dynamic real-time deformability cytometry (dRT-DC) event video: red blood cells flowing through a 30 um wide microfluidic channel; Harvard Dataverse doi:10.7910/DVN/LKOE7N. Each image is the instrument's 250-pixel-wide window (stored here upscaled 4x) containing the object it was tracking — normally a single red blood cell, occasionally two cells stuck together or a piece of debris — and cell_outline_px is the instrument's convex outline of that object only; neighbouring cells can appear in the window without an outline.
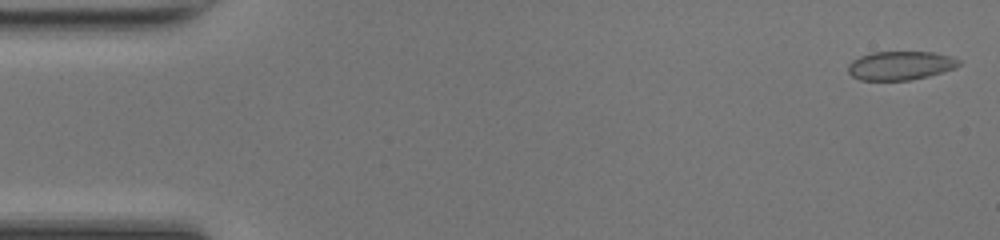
{"species": "common noctule bat (a hibernating species)", "species_latin": "Nyctalus noctula", "temperature_condition": "room temperature", "stored_images_in_passage": 48, "camera_frame_rate_fps": 3000, "um_per_image_px": 0.085, "animal": {"sex": "female", "body_mass_g": 17.0, "forearm_length_mm": 48.0}, "frame": {"image": 1, "passage_image": 1, "time_ms": 0.0, "image_size_px": [1000, 240], "cell_outline_px": [[960, 64], [956, 68], [928, 76], [908, 80], [860, 80], [852, 76], [848, 72], [848, 64], [852, 60], [860, 56], [872, 52], [932, 52], [952, 56], [960, 60]], "centroid_in_image_um": [76.53, 5.57], "position_along_channel_um": 8.5, "area_um2": 18.61}}
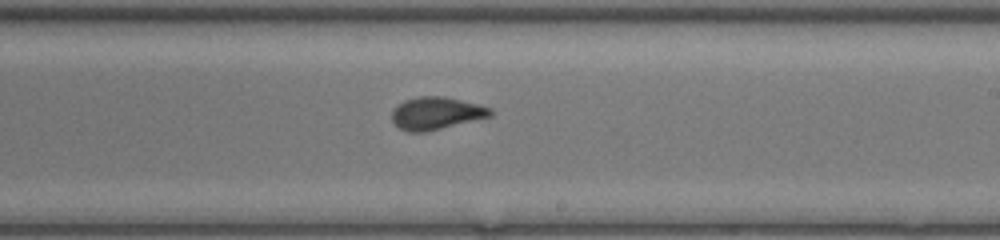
{"frame": {"image": 2, "passage_image": 28, "time_ms": 9.0, "image_size_px": [1000, 240], "cell_outline_px": [[492, 116], [424, 132], [408, 132], [400, 128], [392, 120], [392, 112], [396, 104], [404, 100], [420, 96], [444, 96], [492, 108]], "centroid_in_image_um": [37.05, 9.62], "position_along_channel_um": 251.9, "area_um2": 18.5}}
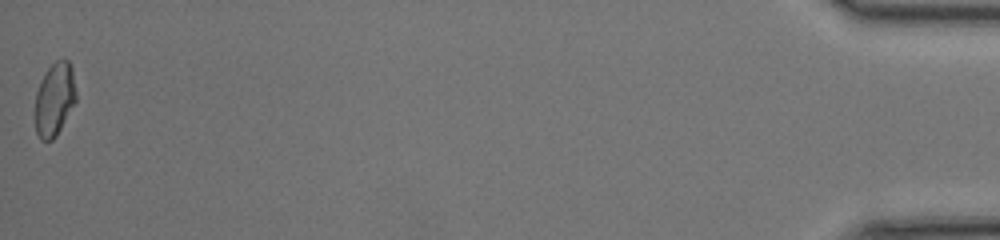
{"frame": {"image": 3, "passage_image": 48, "time_ms": 15.667, "image_size_px": [1000, 240], "cell_outline_px": [[76, 100], [56, 136], [52, 140], [40, 140], [36, 132], [36, 92], [48, 68], [56, 60], [68, 60], [72, 68], [76, 92]], "centroid_in_image_um": [4.65, 8.44], "position_along_channel_um": 430.6, "area_um2": 17.11}, "authors_computed_cell_mechanics": {"area_um2": 18.496, "velocity_mm_per_s": 4.281, "shape_relaxation_time_tau1_ms": 7.3991, "shape_relaxation_time_tau2_ms": 0.4275, "deformation_change_tau1": 0.1898, "deformation_change_tau2": 0.0412}}